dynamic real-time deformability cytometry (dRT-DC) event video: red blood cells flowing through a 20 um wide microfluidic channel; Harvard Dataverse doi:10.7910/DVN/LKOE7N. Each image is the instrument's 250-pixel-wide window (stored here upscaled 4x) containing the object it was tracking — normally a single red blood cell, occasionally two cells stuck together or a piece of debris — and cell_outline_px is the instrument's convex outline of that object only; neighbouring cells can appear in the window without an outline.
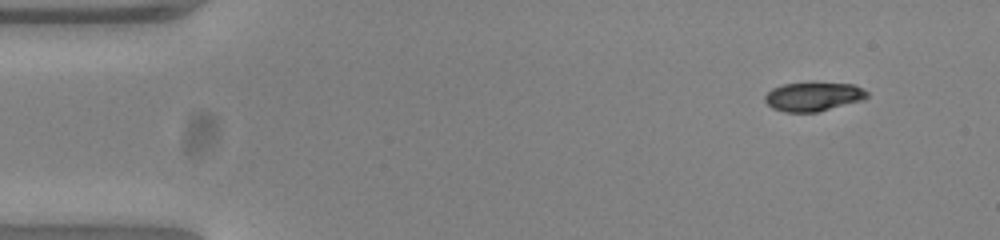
{"species": "common noctule bat (a hibernating species)", "species_latin": "Nyctalus noctula", "temperature_condition": "warm", "stored_images_in_passage": 49, "camera_frame_rate_fps": 3000, "um_per_image_px": 0.085, "animal": {"sex": "female", "body_mass_g": 23.0, "forearm_length_mm": 53.4}, "frame": {"image": 1, "passage_image": 1, "time_ms": 0.0, "image_size_px": [1000, 240], "cell_outline_px": [[868, 96], [864, 100], [816, 112], [784, 112], [772, 108], [764, 100], [764, 96], [772, 88], [784, 84], [812, 80], [852, 84], [868, 92]], "centroid_in_image_um": [69.12, 8.17], "position_along_channel_um": 15.9, "area_um2": 17.8}}
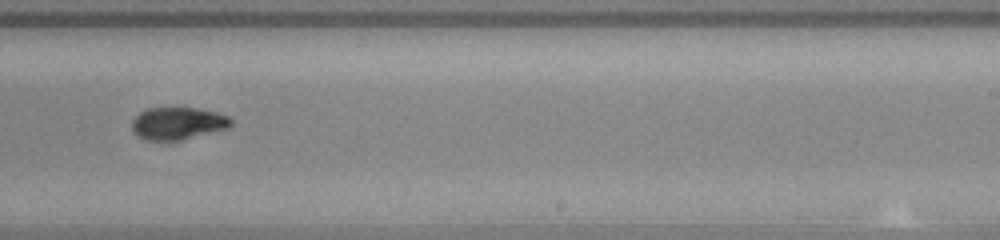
{"frame": {"image": 2, "passage_image": 29, "time_ms": 9.333, "image_size_px": [1000, 240], "cell_outline_px": [[232, 124], [228, 128], [180, 140], [144, 140], [132, 132], [132, 120], [140, 112], [148, 108], [196, 108], [216, 112], [228, 116], [232, 120]], "centroid_in_image_um": [15.09, 10.49], "position_along_channel_um": 273.9, "area_um2": 18.61}}
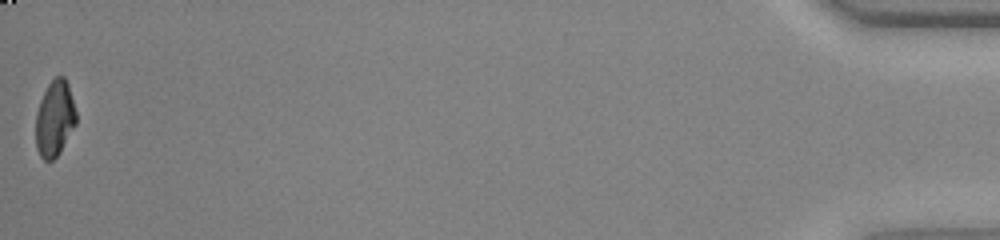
{"frame": {"image": 3, "passage_image": 49, "time_ms": 16.0, "image_size_px": [1000, 240], "cell_outline_px": [[76, 124], [60, 152], [52, 160], [44, 160], [40, 156], [36, 148], [36, 112], [40, 100], [48, 84], [56, 76], [64, 76], [68, 84], [76, 112]], "centroid_in_image_um": [4.65, 10.08], "position_along_channel_um": 430.6, "area_um2": 17.8}, "authors_computed_cell_mechanics": {"area_um2": 18.785, "velocity_mm_per_s": 3.8807, "shape_relaxation_time_tau1_ms": 3.4007, "shape_relaxation_time_tau2_ms": 2.0159, "deformation_change_tau1": 0.182, "deformation_change_tau2": 0.0561}}